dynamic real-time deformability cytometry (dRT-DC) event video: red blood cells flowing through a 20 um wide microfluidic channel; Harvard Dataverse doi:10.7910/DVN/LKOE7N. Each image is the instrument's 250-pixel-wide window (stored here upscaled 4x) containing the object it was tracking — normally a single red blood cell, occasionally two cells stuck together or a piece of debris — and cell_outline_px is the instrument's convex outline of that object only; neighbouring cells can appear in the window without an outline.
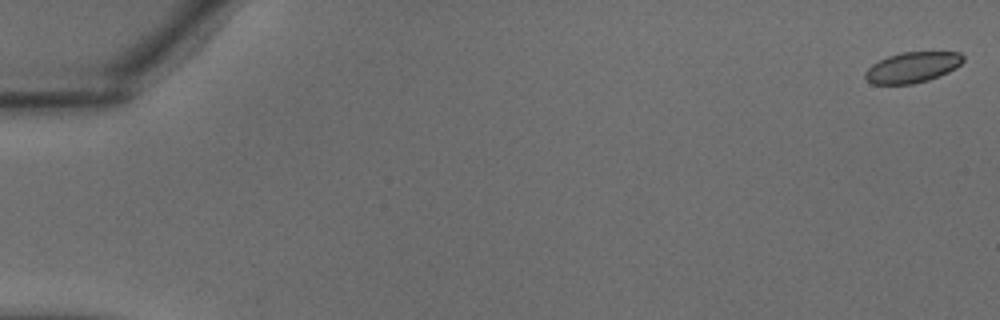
{"species": "common noctule bat (a hibernating species)", "species_latin": "Nyctalus noctula", "temperature_condition": "warm", "stored_images_in_passage": 6, "camera_frame_rate_fps": 3000, "um_per_image_px": 0.085, "animal": {"sex": "male", "body_mass_g": 18.8}, "frame": {"image": 1, "passage_image": 1, "time_ms": 0.0, "image_size_px": [1000, 320], "cell_outline_px": [[964, 60], [956, 68], [948, 72], [928, 80], [912, 84], [872, 84], [864, 76], [864, 72], [872, 64], [888, 56], [900, 52], [960, 52], [964, 56]], "centroid_in_image_um": [77.55, 5.72], "position_along_channel_um": 7.4, "area_um2": 17.46}}